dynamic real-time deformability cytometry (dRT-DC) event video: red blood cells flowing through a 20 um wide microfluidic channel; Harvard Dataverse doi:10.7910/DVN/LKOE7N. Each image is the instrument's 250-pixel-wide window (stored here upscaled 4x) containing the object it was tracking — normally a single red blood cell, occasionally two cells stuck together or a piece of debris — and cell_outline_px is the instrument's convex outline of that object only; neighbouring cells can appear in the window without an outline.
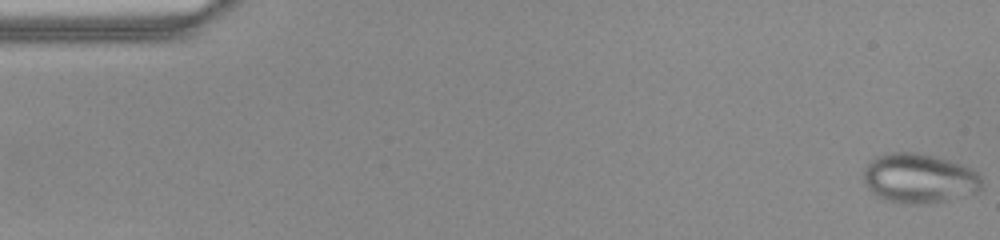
{"species": "common noctule bat (a hibernating species)", "species_latin": "Nyctalus noctula", "temperature_condition": "warm", "stored_images_in_passage": 50, "camera_frame_rate_fps": 3000, "um_per_image_px": 0.085, "animal": {"sex": "female", "body_mass_g": 22.0, "forearm_length_mm": 56.7}, "frame": {"image": 1, "passage_image": 1, "time_ms": 0.0, "image_size_px": [1000, 240], "cell_outline_px": [[980, 188], [976, 192], [944, 200], [924, 204], [904, 204], [884, 200], [876, 196], [868, 188], [864, 180], [864, 168], [876, 156], [892, 152], [916, 152], [948, 160], [972, 168], [980, 176]], "centroid_in_image_um": [78.08, 15.16], "position_along_channel_um": 6.9, "area_um2": 33.87}}
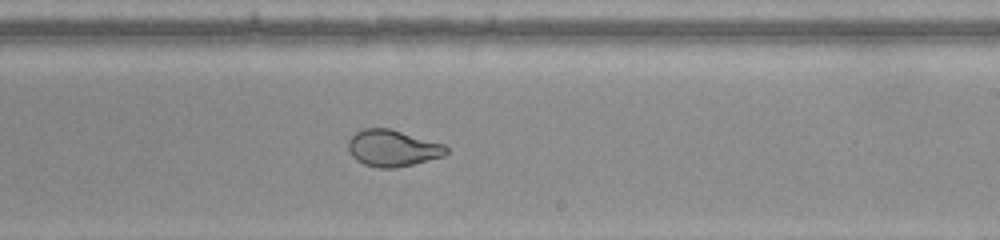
{"frame": {"image": 2, "passage_image": 30, "time_ms": 9.667, "image_size_px": [1000, 240], "cell_outline_px": [[448, 152], [444, 156], [396, 168], [376, 168], [364, 164], [356, 160], [352, 156], [348, 148], [348, 140], [356, 132], [364, 128], [388, 128], [444, 144], [448, 148]], "centroid_in_image_um": [33.36, 12.6], "position_along_channel_um": 255.6, "area_um2": 20.81}}
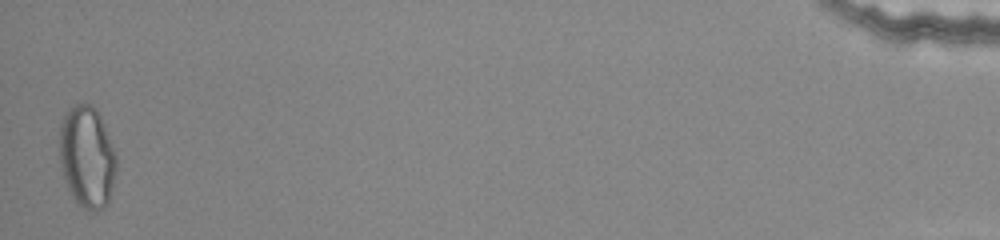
{"frame": {"image": 3, "passage_image": 50, "time_ms": 16.333, "image_size_px": [1000, 240], "cell_outline_px": [[116, 168], [112, 188], [108, 204], [104, 208], [96, 212], [92, 212], [80, 208], [72, 196], [68, 188], [64, 176], [60, 160], [60, 124], [68, 108], [76, 104], [92, 104], [100, 116], [116, 156]], "centroid_in_image_um": [7.39, 13.38], "position_along_channel_um": 427.8, "area_um2": 33.64}}